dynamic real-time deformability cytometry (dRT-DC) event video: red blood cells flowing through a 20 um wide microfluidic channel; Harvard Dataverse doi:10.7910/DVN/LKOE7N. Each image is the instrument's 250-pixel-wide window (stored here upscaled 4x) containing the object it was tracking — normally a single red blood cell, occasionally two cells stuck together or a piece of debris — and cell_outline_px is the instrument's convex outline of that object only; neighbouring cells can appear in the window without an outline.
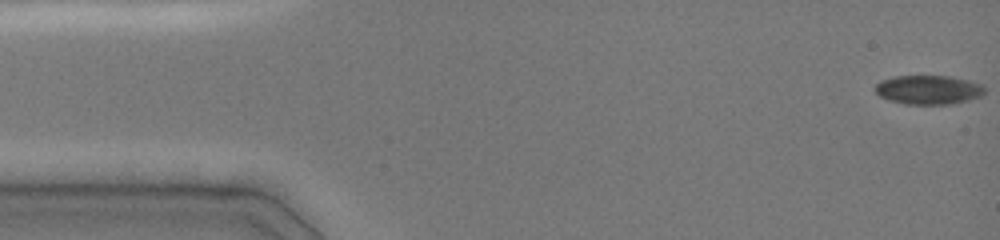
{"species": "common noctule bat (a hibernating species)", "species_latin": "Nyctalus noctula", "temperature_condition": "cold", "stored_images_in_passage": 47, "camera_frame_rate_fps": 3000, "um_per_image_px": 0.085, "animal": {"sex": "female", "body_mass_g": 19.0, "forearm_length_mm": 51.5}, "frame": {"image": 1, "passage_image": 1, "time_ms": 0.0, "image_size_px": [1000, 240], "cell_outline_px": [[984, 92], [980, 96], [968, 100], [952, 104], [904, 104], [888, 100], [880, 96], [872, 88], [880, 80], [892, 76], [948, 76], [968, 80], [984, 84]], "centroid_in_image_um": [78.88, 7.63], "position_along_channel_um": 6.1, "area_um2": 18.73}}
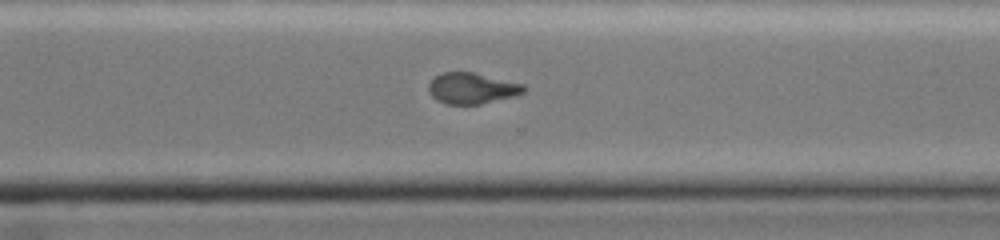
{"frame": {"image": 2, "passage_image": 34, "time_ms": 11.0, "image_size_px": [1000, 240], "cell_outline_px": [[524, 92], [516, 96], [480, 104], [444, 104], [436, 100], [432, 96], [428, 88], [428, 84], [436, 76], [444, 72], [472, 72], [524, 84]], "centroid_in_image_um": [40.11, 7.51], "position_along_channel_um": 330.5, "area_um2": 17.11}}
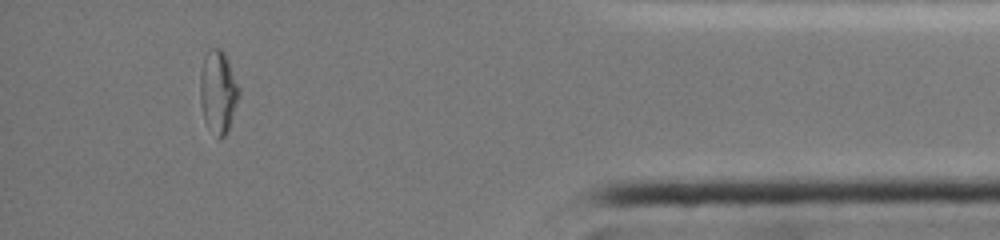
{"frame": {"image": 3, "passage_image": 43, "time_ms": 14.0, "image_size_px": [1000, 240], "cell_outline_px": [[240, 92], [228, 132], [220, 140], [204, 120], [200, 104], [200, 72], [204, 56], [208, 48], [220, 48], [224, 52], [228, 60], [240, 88]], "centroid_in_image_um": [18.53, 7.78], "position_along_channel_um": 416.7, "area_um2": 18.84}, "authors_computed_cell_mechanics": {"area_um2": 19.1318, "velocity_mm_per_s": 4.0507, "shape_relaxation_time_tau1_ms": null, "shape_relaxation_time_tau2_ms": 2.6047, "deformation_change_tau1": null, "deformation_change_tau2": 0.0767}}